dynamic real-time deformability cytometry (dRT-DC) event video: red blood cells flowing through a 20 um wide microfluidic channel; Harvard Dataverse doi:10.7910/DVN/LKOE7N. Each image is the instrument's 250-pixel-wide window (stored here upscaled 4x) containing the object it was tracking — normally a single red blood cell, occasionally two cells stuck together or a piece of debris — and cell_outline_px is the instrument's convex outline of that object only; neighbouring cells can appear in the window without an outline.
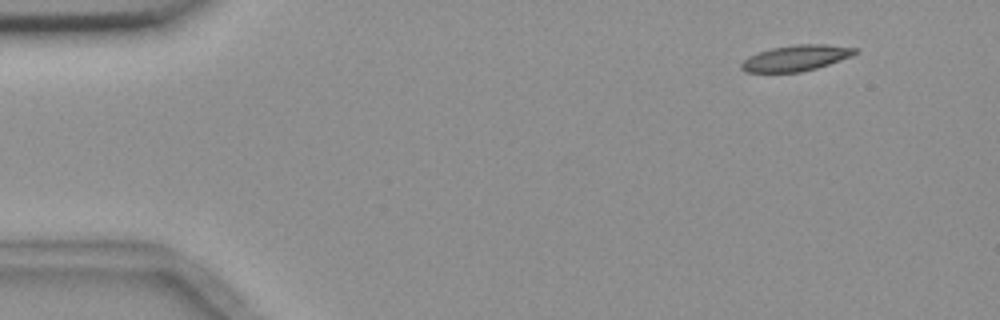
{"species": "common noctule bat (a hibernating species)", "species_latin": "Nyctalus noctula", "temperature_condition": "room temperature", "stored_images_in_passage": 5, "segment_of_instrument_passage": [1, 2], "camera_frame_rate_fps": 3000, "um_per_image_px": 0.085, "animal": {"sex": "female", "body_mass_g": 18.4}, "frame": {"image": 1, "passage_image": 1, "time_ms": 0.0, "image_size_px": [1000, 320], "cell_outline_px": [[860, 52], [852, 56], [816, 68], [800, 72], [744, 72], [740, 68], [740, 64], [748, 56], [772, 48], [796, 44], [828, 44], [860, 48]], "centroid_in_image_um": [67.7, 4.92], "position_along_channel_um": 17.3, "area_um2": 17.22}}